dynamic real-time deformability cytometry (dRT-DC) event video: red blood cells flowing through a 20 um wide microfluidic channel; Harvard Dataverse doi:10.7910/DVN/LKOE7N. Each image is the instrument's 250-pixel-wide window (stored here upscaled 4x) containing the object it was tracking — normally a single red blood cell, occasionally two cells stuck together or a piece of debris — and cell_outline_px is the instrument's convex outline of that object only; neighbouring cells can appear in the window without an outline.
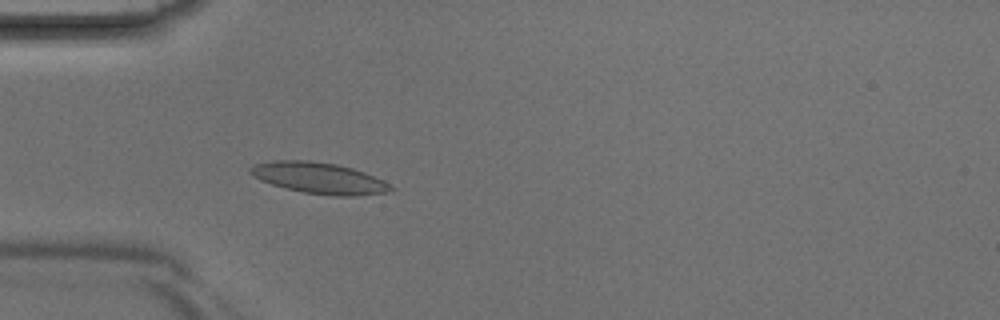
{"species": "Egyptian fruit bat (a non-hibernating species)", "species_latin": "Rousettus aegyptiacus", "temperature_condition": "room temperature", "stored_images_in_passage": 4, "camera_frame_rate_fps": 3000, "um_per_image_px": 0.085, "animal": {"sex": "male"}, "frame": {"image": 1, "passage_image": 4, "time_ms": 1.0, "image_size_px": [1000, 320], "cell_outline_px": [[396, 188], [384, 192], [356, 196], [332, 196], [304, 192], [272, 184], [260, 180], [252, 176], [248, 172], [248, 168], [252, 164], [276, 160], [308, 160], [336, 164], [352, 168], [364, 172], [384, 180]], "centroid_in_image_um": [27.1, 15.12], "position_along_channel_um": 57.9, "area_um2": 25.55}}